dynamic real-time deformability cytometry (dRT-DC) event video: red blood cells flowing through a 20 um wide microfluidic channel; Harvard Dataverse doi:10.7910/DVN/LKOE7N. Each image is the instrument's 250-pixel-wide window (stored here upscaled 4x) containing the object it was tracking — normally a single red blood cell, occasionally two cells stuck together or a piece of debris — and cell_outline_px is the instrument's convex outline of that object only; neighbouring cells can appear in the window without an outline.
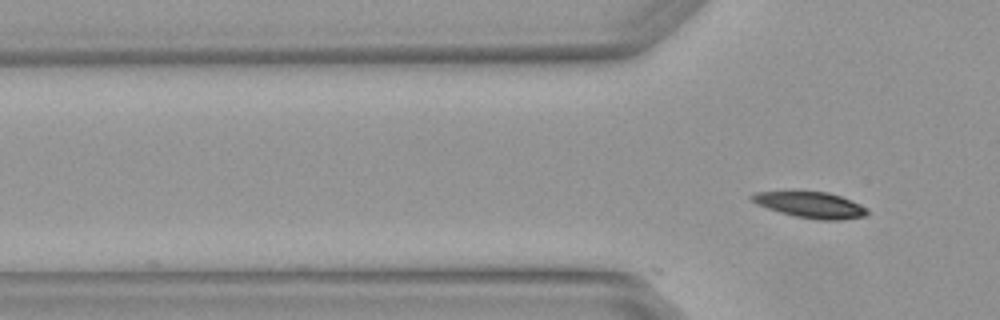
{"species": "Egyptian fruit bat (a non-hibernating species)", "species_latin": "Rousettus aegyptiacus", "temperature_condition": "warm", "stored_images_in_passage": 3, "camera_frame_rate_fps": 3000, "um_per_image_px": 0.085, "animal": {"sex": "female"}, "frame": {"image": 1, "passage_image": 3, "time_ms": 0.667, "image_size_px": [1000, 320], "cell_outline_px": [[868, 212], [864, 216], [844, 220], [820, 220], [796, 216], [780, 212], [756, 204], [748, 196], [756, 192], [828, 192], [852, 200], [868, 208]], "centroid_in_image_um": [68.93, 17.42], "position_along_channel_um": 56.9, "area_um2": 17.34}}